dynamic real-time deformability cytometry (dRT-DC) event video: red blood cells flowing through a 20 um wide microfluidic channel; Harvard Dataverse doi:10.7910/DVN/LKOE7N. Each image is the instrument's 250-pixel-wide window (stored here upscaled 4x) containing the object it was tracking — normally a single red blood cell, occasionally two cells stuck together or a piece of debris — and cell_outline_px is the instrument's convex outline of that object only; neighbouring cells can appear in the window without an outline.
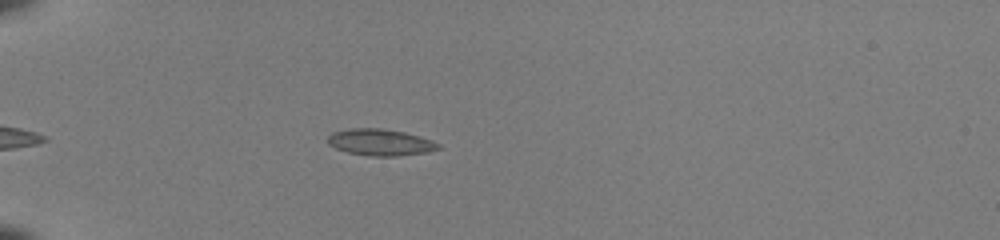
{"species": "common noctule bat (a hibernating species)", "species_latin": "Nyctalus noctula", "temperature_condition": "room temperature", "stored_images_in_passage": 32, "camera_frame_rate_fps": 3000, "um_per_image_px": 0.085, "animal": {"sex": "female", "body_mass_g": 22.0, "forearm_length_mm": 56.7}, "frame": {"image": 1, "passage_image": 1, "time_ms": 0.0, "image_size_px": [1000, 240], "cell_outline_px": [[440, 148], [428, 152], [396, 156], [372, 156], [348, 152], [336, 148], [328, 144], [328, 136], [332, 132], [348, 128], [384, 128], [404, 132], [420, 136], [432, 140], [440, 144]], "centroid_in_image_um": [32.33, 12.08], "position_along_channel_um": 52.7, "area_um2": 17.17}}
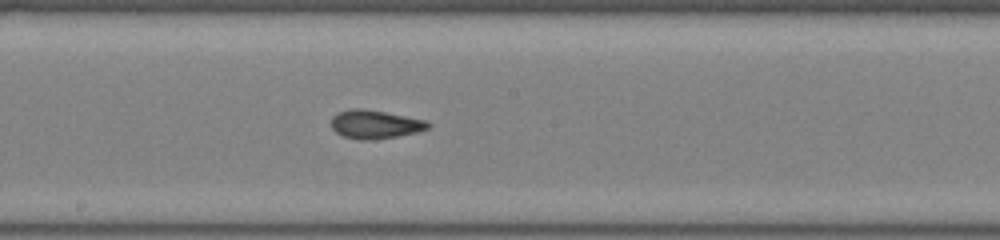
{"frame": {"image": 2, "passage_image": 15, "time_ms": 4.667, "image_size_px": [1000, 240], "cell_outline_px": [[432, 124], [428, 128], [416, 132], [396, 136], [368, 140], [360, 140], [344, 136], [336, 132], [332, 128], [332, 116], [336, 112], [352, 108], [360, 108], [384, 112], [428, 120]], "centroid_in_image_um": [31.88, 10.55], "position_along_channel_um": 216.3, "area_um2": 16.01}}
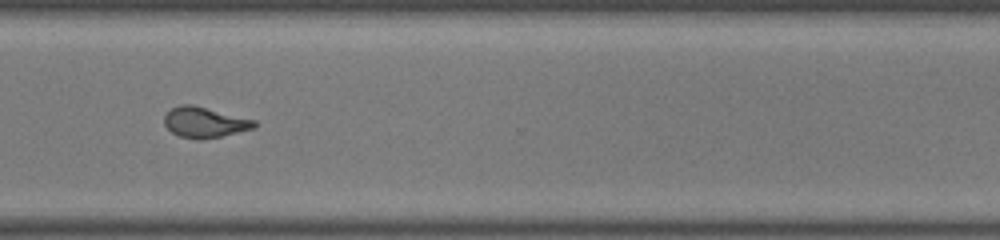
{"frame": {"image": 3, "passage_image": 25, "time_ms": 8.0, "image_size_px": [1000, 240], "cell_outline_px": [[256, 128], [220, 136], [200, 140], [180, 136], [172, 132], [164, 124], [164, 116], [172, 108], [180, 104], [192, 104], [256, 120]], "centroid_in_image_um": [17.4, 10.39], "position_along_channel_um": 353.2, "area_um2": 15.95}, "authors_computed_cell_mechanics": {"area_um2": 16.2707, "velocity_mm_per_s": 4.0902, "shape_relaxation_time_tau1_ms": null, "shape_relaxation_time_tau2_ms": 1.5848, "deformation_change_tau1": null, "deformation_change_tau2": 0.0751}}